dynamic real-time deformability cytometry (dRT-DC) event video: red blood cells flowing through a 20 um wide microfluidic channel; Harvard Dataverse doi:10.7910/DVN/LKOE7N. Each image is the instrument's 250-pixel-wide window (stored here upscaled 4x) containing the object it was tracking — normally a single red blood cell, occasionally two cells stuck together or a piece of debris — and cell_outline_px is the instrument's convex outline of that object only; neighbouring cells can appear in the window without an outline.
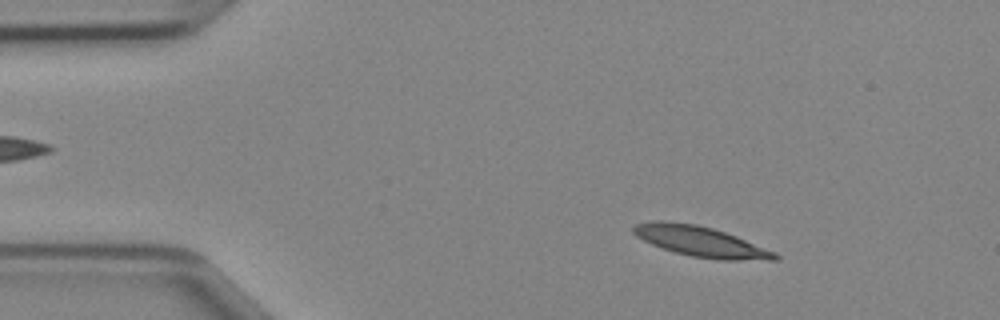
{"species": "Egyptian fruit bat (a non-hibernating species)", "species_latin": "Rousettus aegyptiacus", "temperature_condition": "cold", "stored_images_in_passage": 46, "camera_frame_rate_fps": 3000, "um_per_image_px": 0.085, "animal": {"sex": "female"}, "frame": {"image": 1, "passage_image": 6, "time_ms": 1.667, "image_size_px": [1000, 320], "cell_outline_px": [[780, 260], [720, 260], [692, 256], [676, 252], [652, 244], [636, 236], [632, 232], [632, 228], [636, 224], [652, 220], [664, 220], [696, 224], [712, 228], [736, 236], [776, 252], [780, 256]], "centroid_in_image_um": [59.57, 20.52], "position_along_channel_um": 25.4, "area_um2": 24.97}}
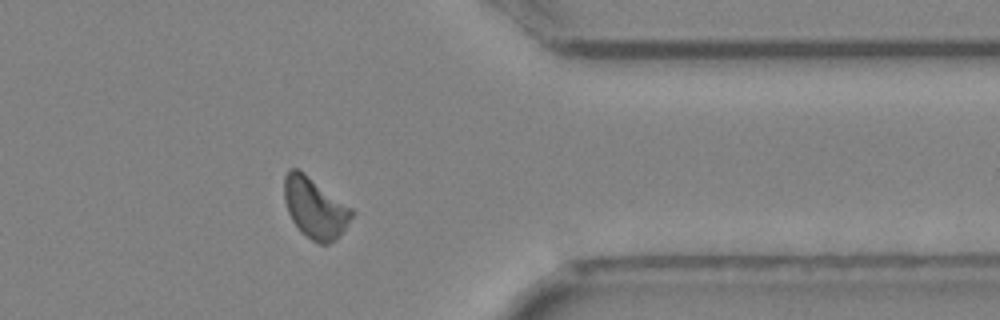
{"frame": {"image": 2, "passage_image": 37, "time_ms": 12.0, "image_size_px": [1000, 320], "cell_outline_px": [[356, 212], [348, 224], [336, 240], [328, 244], [320, 244], [312, 240], [300, 232], [292, 220], [288, 212], [284, 200], [284, 176], [288, 168], [296, 168], [304, 172], [352, 208]], "centroid_in_image_um": [26.77, 17.67], "position_along_channel_um": 384.6, "area_um2": 24.04}}
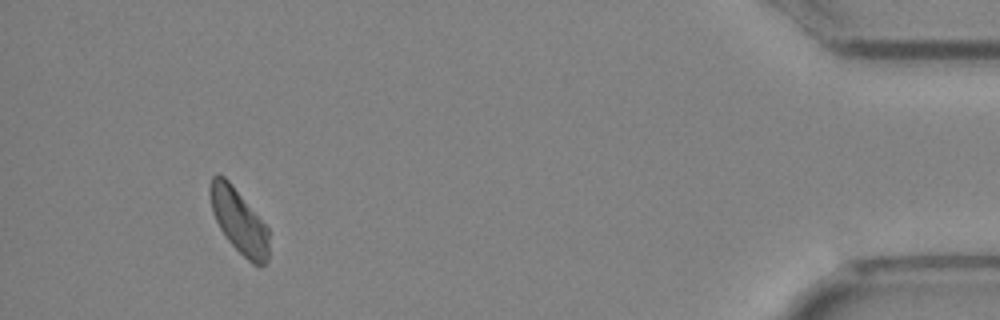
{"frame": {"image": 3, "passage_image": 43, "time_ms": 14.0, "image_size_px": [1000, 320], "cell_outline_px": [[268, 260], [264, 264], [252, 264], [228, 240], [220, 228], [212, 212], [208, 192], [208, 184], [212, 176], [224, 176], [232, 184], [268, 228]], "centroid_in_image_um": [20.27, 18.76], "position_along_channel_um": 414.9, "area_um2": 21.79}}